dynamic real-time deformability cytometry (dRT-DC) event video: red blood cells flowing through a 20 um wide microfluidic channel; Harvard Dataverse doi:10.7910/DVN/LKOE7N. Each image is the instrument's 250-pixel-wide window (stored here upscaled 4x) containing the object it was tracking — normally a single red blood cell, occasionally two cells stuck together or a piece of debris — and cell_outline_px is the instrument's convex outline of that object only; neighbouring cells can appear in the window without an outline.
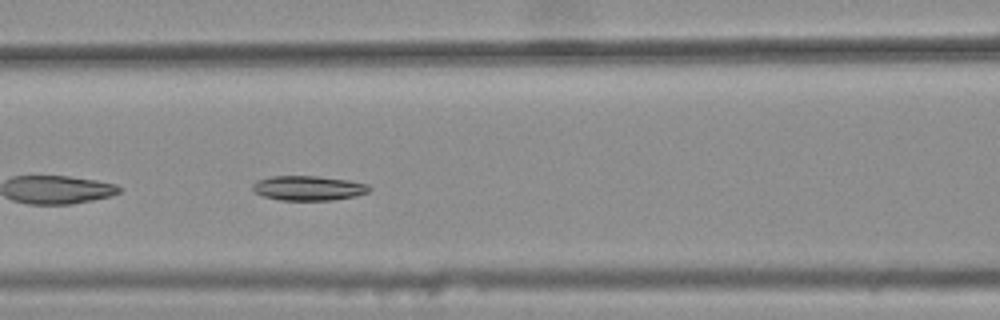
{"species": "common noctule bat (a hibernating species)", "species_latin": "Nyctalus noctula", "temperature_condition": "warm", "stored_images_in_passage": 27, "camera_frame_rate_fps": 3000, "um_per_image_px": 0.085, "animal": {"sex": "female", "body_mass_g": 25.1}, "frame": {"image": 1, "passage_image": 7, "time_ms": 2.0, "image_size_px": [1000, 320], "cell_outline_px": [[372, 188], [368, 192], [356, 196], [332, 200], [280, 200], [264, 196], [256, 192], [252, 188], [252, 184], [256, 180], [268, 176], [316, 176], [348, 180], [368, 184]], "centroid_in_image_um": [26.21, 15.98], "position_along_channel_um": 140.4, "area_um2": 16.82}}
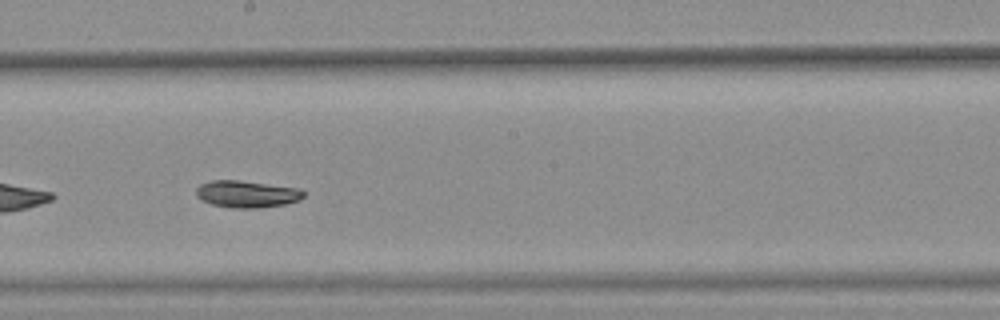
{"frame": {"image": 2, "passage_image": 14, "time_ms": 4.333, "image_size_px": [1000, 320], "cell_outline_px": [[304, 196], [300, 200], [284, 204], [260, 208], [232, 208], [212, 204], [200, 200], [196, 196], [196, 188], [200, 184], [212, 180], [240, 180], [296, 188], [304, 192]], "centroid_in_image_um": [20.93, 16.5], "position_along_channel_um": 227.3, "area_um2": 16.88}}
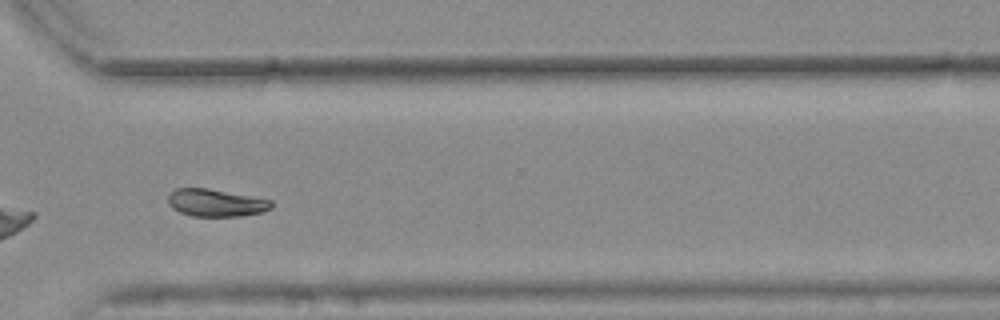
{"frame": {"image": 3, "passage_image": 24, "time_ms": 7.667, "image_size_px": [1000, 320], "cell_outline_px": [[272, 208], [260, 212], [240, 216], [192, 216], [180, 212], [172, 208], [168, 204], [168, 192], [176, 188], [208, 188], [272, 200]], "centroid_in_image_um": [18.3, 17.23], "position_along_channel_um": 352.3, "area_um2": 16.53}, "authors_computed_cell_mechanics": {"area_um2": 16.762, "velocity_mm_per_s": 3.739, "shape_relaxation_time_tau1_ms": 6.1881, "shape_relaxation_time_tau2_ms": 8.8721, "deformation_change_tau1": 0.1407, "deformation_change_tau2": 0.1083}}